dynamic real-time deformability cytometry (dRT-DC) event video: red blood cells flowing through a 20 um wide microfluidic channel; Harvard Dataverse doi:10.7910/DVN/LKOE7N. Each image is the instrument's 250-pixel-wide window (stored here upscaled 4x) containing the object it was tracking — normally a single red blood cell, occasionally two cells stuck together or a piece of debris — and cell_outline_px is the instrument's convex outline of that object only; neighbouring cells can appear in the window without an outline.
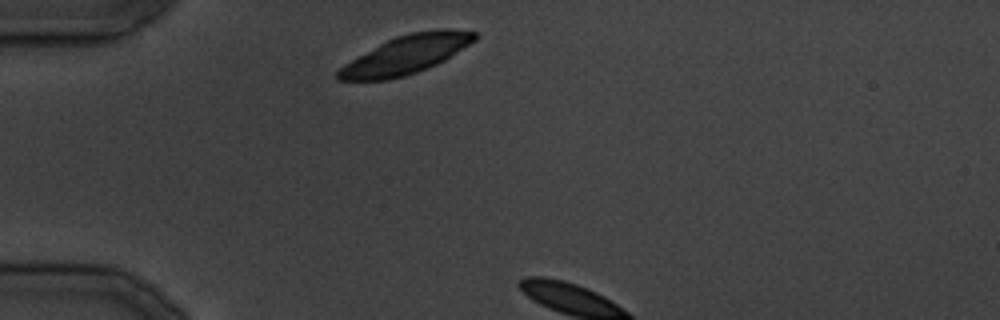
{"species": "common noctule bat (a hibernating species)", "species_latin": "Nyctalus noctula", "temperature_condition": "cold", "stored_images_in_passage": 3, "camera_frame_rate_fps": 3000, "um_per_image_px": 0.085, "animal": {"sex": "male", "body_mass_g": 19.5, "forearm_length_mm": 54.6}, "frame": {"image": 1, "passage_image": 1, "time_ms": 0.0, "image_size_px": [1000, 320], "cell_outline_px": [[476, 40], [444, 60], [428, 68], [404, 76], [388, 80], [336, 80], [336, 72], [344, 64], [380, 44], [396, 36], [412, 32], [436, 28], [452, 28], [476, 32]], "centroid_in_image_um": [34.54, 4.64], "position_along_channel_um": 50.5, "area_um2": 30.35}}